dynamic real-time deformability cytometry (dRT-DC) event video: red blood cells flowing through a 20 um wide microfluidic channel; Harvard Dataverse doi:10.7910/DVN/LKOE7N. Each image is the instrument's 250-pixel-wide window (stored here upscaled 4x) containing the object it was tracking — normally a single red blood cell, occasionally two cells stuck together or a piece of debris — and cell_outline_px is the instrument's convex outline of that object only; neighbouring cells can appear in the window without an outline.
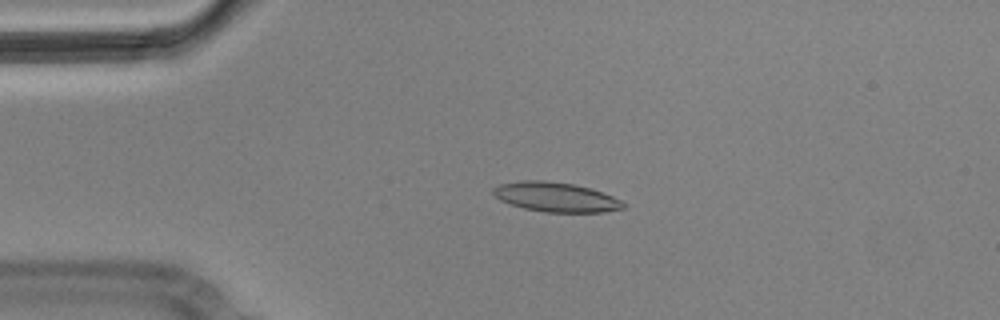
{"species": "Egyptian fruit bat (a non-hibernating species)", "species_latin": "Rousettus aegyptiacus", "temperature_condition": "cold", "stored_images_in_passage": 3, "camera_frame_rate_fps": 3000, "um_per_image_px": 0.085, "animal": {"sex": "male"}, "frame": {"image": 1, "passage_image": 2, "time_ms": 0.333, "image_size_px": [1000, 320], "cell_outline_px": [[624, 208], [604, 212], [544, 212], [524, 208], [500, 200], [492, 192], [492, 188], [500, 184], [524, 180], [544, 180], [572, 184], [592, 188], [612, 196], [620, 200], [624, 204]], "centroid_in_image_um": [47.24, 16.74], "position_along_channel_um": 37.8, "area_um2": 22.25}}